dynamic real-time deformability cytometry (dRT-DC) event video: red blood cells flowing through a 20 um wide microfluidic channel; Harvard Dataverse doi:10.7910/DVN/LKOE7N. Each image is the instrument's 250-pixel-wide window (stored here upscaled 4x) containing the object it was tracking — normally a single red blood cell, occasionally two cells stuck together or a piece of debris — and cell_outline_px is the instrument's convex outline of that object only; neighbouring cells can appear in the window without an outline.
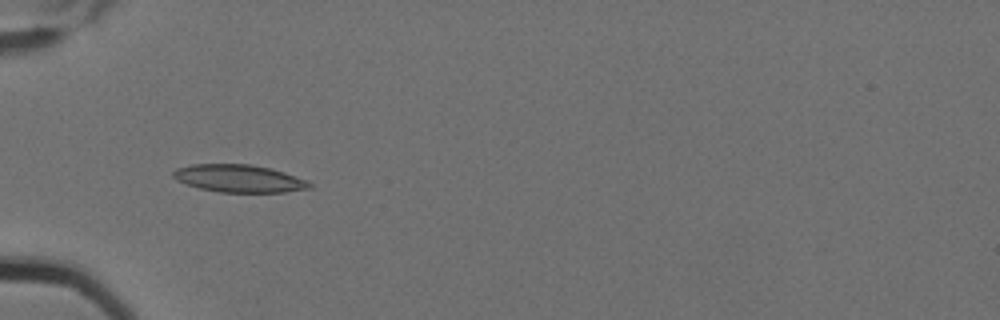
{"species": "Egyptian fruit bat (a non-hibernating species)", "species_latin": "Rousettus aegyptiacus", "temperature_condition": "cold", "stored_images_in_passage": 8, "camera_frame_rate_fps": 3000, "um_per_image_px": 0.085, "animal": {"sex": "female"}, "frame": {"image": 1, "passage_image": 5, "time_ms": 1.333, "image_size_px": [1000, 320], "cell_outline_px": [[312, 188], [284, 192], [220, 192], [200, 188], [184, 184], [176, 180], [172, 176], [172, 172], [176, 168], [192, 164], [252, 164], [284, 172], [308, 180], [312, 184]], "centroid_in_image_um": [20.3, 15.17], "position_along_channel_um": 64.7, "area_um2": 22.02}}
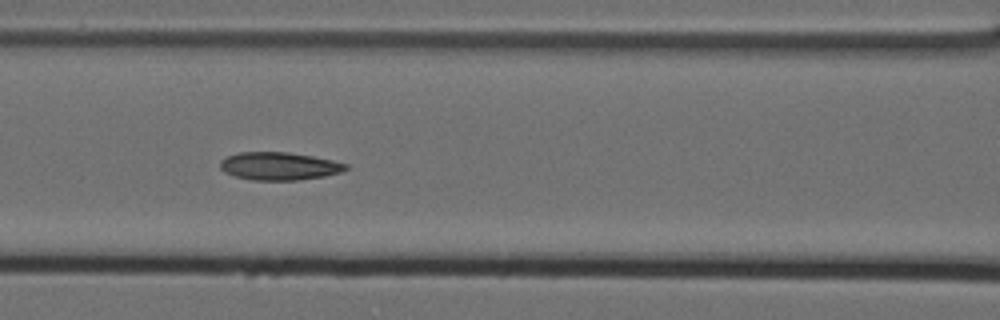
{"frame": {"image": 2, "passage_image": 7, "time_ms": 2.0, "image_size_px": [1000, 320], "cell_outline_px": [[352, 168], [340, 172], [324, 176], [296, 180], [252, 180], [236, 176], [224, 172], [220, 168], [220, 160], [228, 156], [240, 152], [288, 152], [312, 156], [332, 160], [348, 164]], "centroid_in_image_um": [23.75, 14.12], "position_along_channel_um": 142.9, "area_um2": 20.4}}
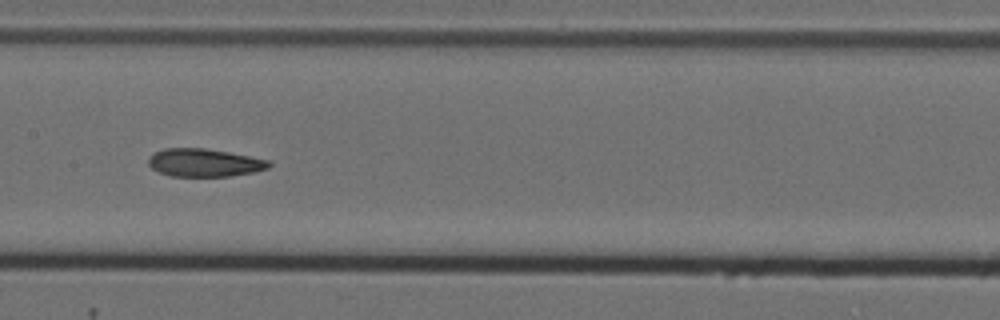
{"frame": {"image": 3, "passage_image": 8, "time_ms": 2.333, "image_size_px": [1000, 320], "cell_outline_px": [[272, 164], [268, 168], [252, 172], [232, 176], [172, 176], [160, 172], [152, 168], [148, 164], [148, 156], [152, 152], [164, 148], [204, 148], [228, 152], [272, 160]], "centroid_in_image_um": [17.36, 13.82], "position_along_channel_um": 190.0, "area_um2": 19.77}}